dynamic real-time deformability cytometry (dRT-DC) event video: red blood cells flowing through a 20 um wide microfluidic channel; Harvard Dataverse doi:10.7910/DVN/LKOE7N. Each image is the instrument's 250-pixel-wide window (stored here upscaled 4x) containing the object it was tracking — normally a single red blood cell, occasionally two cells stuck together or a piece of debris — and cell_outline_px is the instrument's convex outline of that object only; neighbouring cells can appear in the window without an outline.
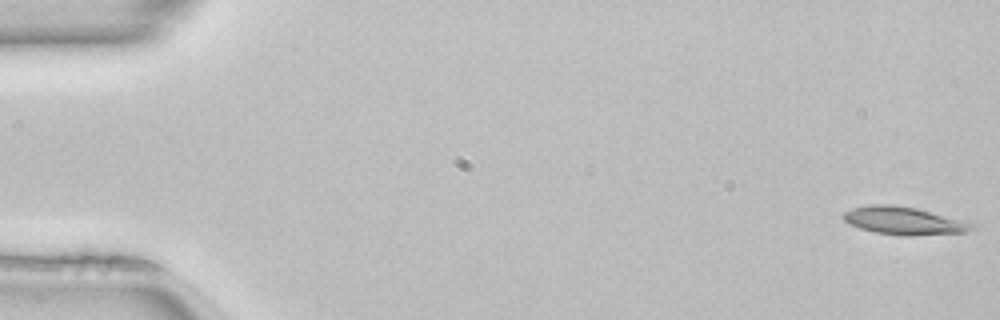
{"species": "common noctule bat (a hibernating species)", "species_latin": "Nyctalus noctula", "temperature_condition": "room temperature", "stored_images_in_passage": 50, "camera_frame_rate_fps": 3000, "um_per_image_px": 0.085, "animal": {"sex": "female", "body_mass_g": 22.7, "forearm_length_mm": 54.2}, "frame": {"image": 1, "passage_image": 1, "time_ms": 0.0, "image_size_px": [1000, 320], "cell_outline_px": [[976, 228], [964, 232], [912, 236], [904, 236], [876, 232], [860, 228], [848, 224], [840, 216], [844, 212], [852, 208], [868, 204], [892, 204], [916, 208], [968, 220], [976, 224]], "centroid_in_image_um": [76.86, 18.75], "position_along_channel_um": 8.1, "area_um2": 21.27}}
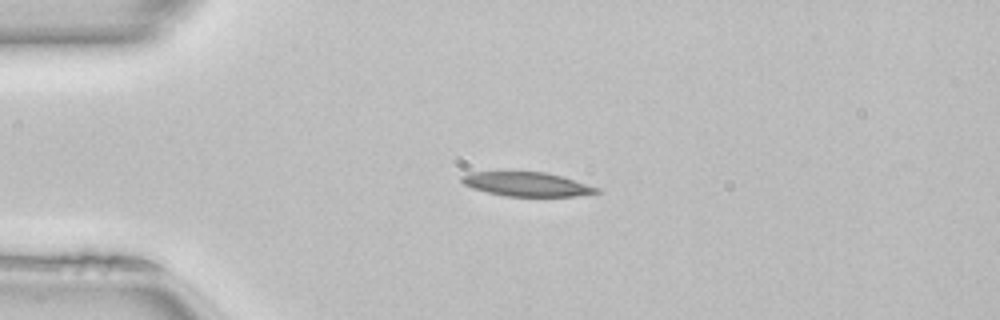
{"frame": {"image": 2, "passage_image": 12, "time_ms": 3.667, "image_size_px": [1000, 320], "cell_outline_px": [[600, 192], [576, 196], [508, 196], [488, 192], [472, 188], [464, 184], [460, 180], [460, 176], [472, 172], [544, 172], [560, 176], [600, 188]], "centroid_in_image_um": [44.76, 15.66], "position_along_channel_um": 40.2, "area_um2": 18.67}}
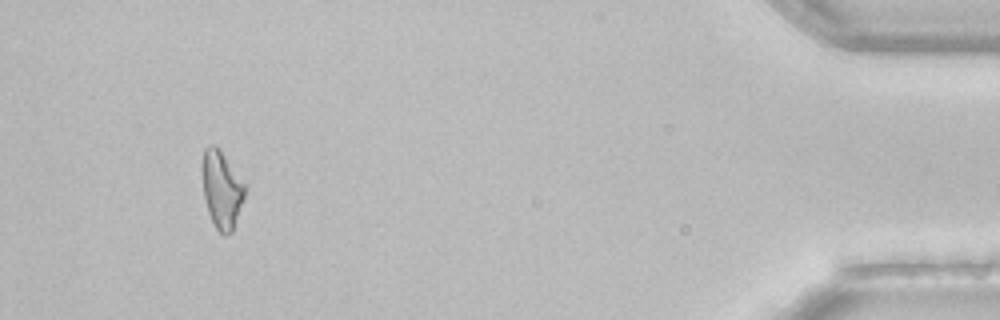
{"frame": {"image": 3, "passage_image": 47, "time_ms": 15.333, "image_size_px": [1000, 320], "cell_outline_px": [[244, 196], [232, 232], [224, 236], [216, 228], [208, 212], [204, 196], [200, 168], [204, 148], [208, 144], [216, 144], [220, 148], [244, 184]], "centroid_in_image_um": [18.79, 16.05], "position_along_channel_um": 416.4, "area_um2": 19.25}, "authors_computed_cell_mechanics": {"area_um2": 19.5075, "velocity_mm_per_s": 4.087, "shape_relaxation_time_tau1_ms": 6.7993, "shape_relaxation_time_tau2_ms": null, "deformation_change_tau1": 0.1722, "deformation_change_tau2": null}}